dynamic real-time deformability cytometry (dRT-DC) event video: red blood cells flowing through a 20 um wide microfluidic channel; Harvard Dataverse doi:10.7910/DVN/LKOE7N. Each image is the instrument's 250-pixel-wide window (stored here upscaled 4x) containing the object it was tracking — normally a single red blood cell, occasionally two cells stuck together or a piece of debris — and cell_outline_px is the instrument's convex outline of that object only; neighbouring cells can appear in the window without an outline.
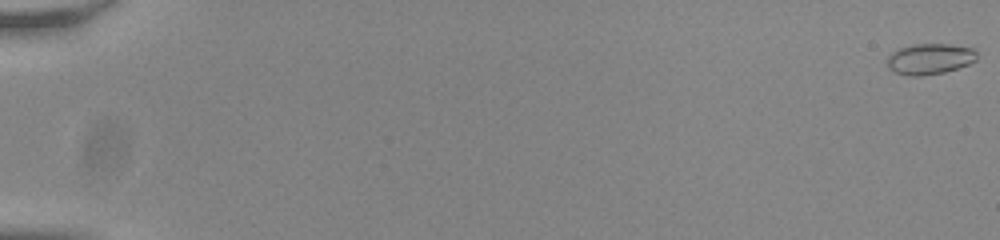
{"species": "common noctule bat (a hibernating species)", "species_latin": "Nyctalus noctula", "temperature_condition": "room temperature", "stored_images_in_passage": 57, "camera_frame_rate_fps": 3000, "um_per_image_px": 0.085, "animal": {"sex": "male", "body_mass_g": 20.0, "forearm_length_mm": 53.3}, "frame": {"image": 1, "passage_image": 1, "time_ms": 0.0, "image_size_px": [1000, 240], "cell_outline_px": [[976, 60], [968, 64], [944, 72], [920, 76], [908, 76], [896, 72], [888, 68], [888, 56], [892, 52], [900, 48], [916, 44], [948, 44], [972, 48], [976, 52]], "centroid_in_image_um": [79.02, 5.01], "position_along_channel_um": 6.0, "area_um2": 15.9}}
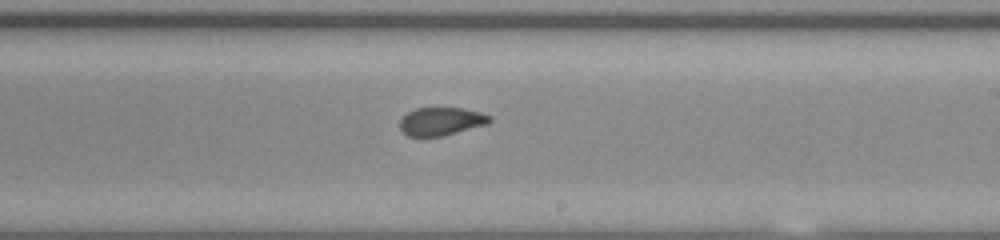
{"frame": {"image": 2, "passage_image": 36, "time_ms": 11.667, "image_size_px": [1000, 240], "cell_outline_px": [[492, 120], [488, 124], [444, 136], [408, 136], [400, 128], [400, 120], [408, 112], [416, 108], [460, 108], [480, 112], [492, 116]], "centroid_in_image_um": [37.53, 10.32], "position_along_channel_um": 251.5, "area_um2": 14.68}}
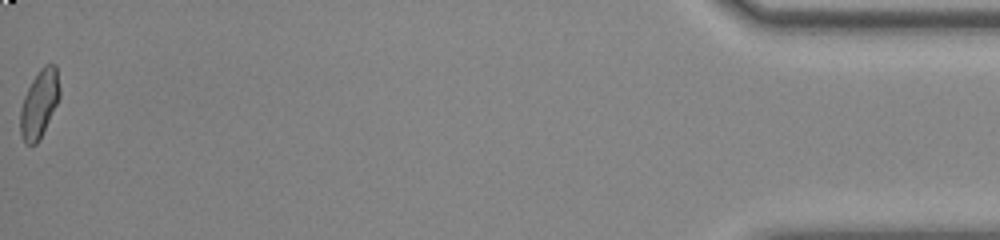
{"frame": {"image": 3, "passage_image": 57, "time_ms": 18.667, "image_size_px": [1000, 240], "cell_outline_px": [[60, 96], [36, 144], [24, 144], [20, 136], [20, 108], [24, 96], [32, 80], [40, 68], [44, 64], [56, 64], [60, 88]], "centroid_in_image_um": [3.32, 8.79], "position_along_channel_um": 431.9, "area_um2": 15.37}, "authors_computed_cell_mechanics": {"area_um2": 15.606, "velocity_mm_per_s": 3.8187, "shape_relaxation_time_tau1_ms": null, "shape_relaxation_time_tau2_ms": 0.9916, "deformation_change_tau1": null, "deformation_change_tau2": 0.0518}}